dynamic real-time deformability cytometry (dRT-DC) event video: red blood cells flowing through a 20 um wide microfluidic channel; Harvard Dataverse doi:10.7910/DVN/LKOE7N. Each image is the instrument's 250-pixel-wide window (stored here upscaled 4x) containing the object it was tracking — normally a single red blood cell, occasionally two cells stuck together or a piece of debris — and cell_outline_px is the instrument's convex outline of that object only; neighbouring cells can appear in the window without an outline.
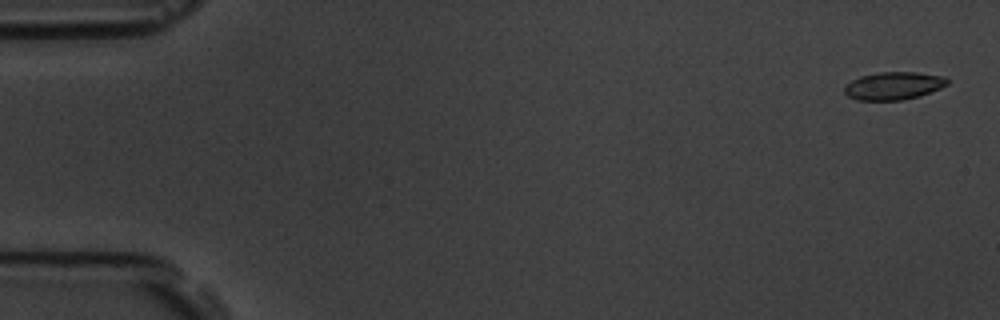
{"species": "common noctule bat (a hibernating species)", "species_latin": "Nyctalus noctula", "temperature_condition": "room temperature", "stored_images_in_passage": 12, "camera_frame_rate_fps": 3000, "um_per_image_px": 0.085, "animal": {"sex": "male", "body_mass_g": 19.5, "forearm_length_mm": 54.6}, "frame": {"image": 1, "passage_image": 1, "time_ms": 0.0, "image_size_px": [1000, 320], "cell_outline_px": [[948, 84], [940, 88], [920, 96], [900, 100], [856, 100], [848, 96], [844, 92], [844, 88], [852, 80], [860, 76], [880, 72], [916, 72], [944, 76], [948, 80]], "centroid_in_image_um": [75.96, 7.29], "position_along_channel_um": 9.0, "area_um2": 16.59}}
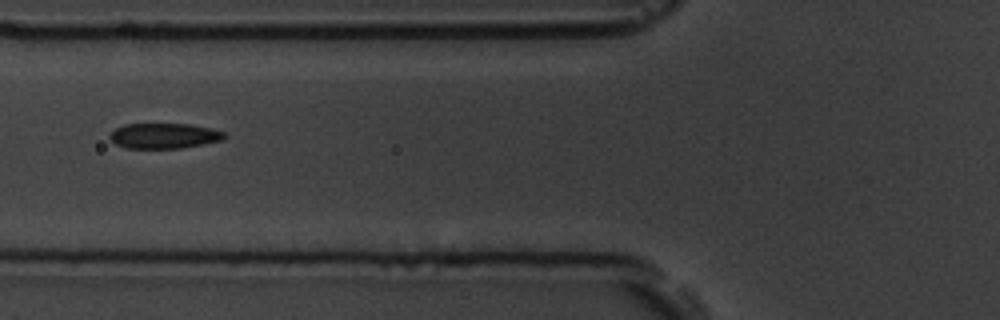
{"frame": {"image": 2, "passage_image": 7, "time_ms": 6.667, "image_size_px": [1000, 320], "cell_outline_px": [[228, 136], [224, 140], [204, 144], [180, 148], [128, 148], [116, 144], [108, 136], [116, 128], [124, 124], [188, 124], [212, 128], [224, 132]], "centroid_in_image_um": [14.0, 11.54], "position_along_channel_um": 111.8, "area_um2": 16.94}}
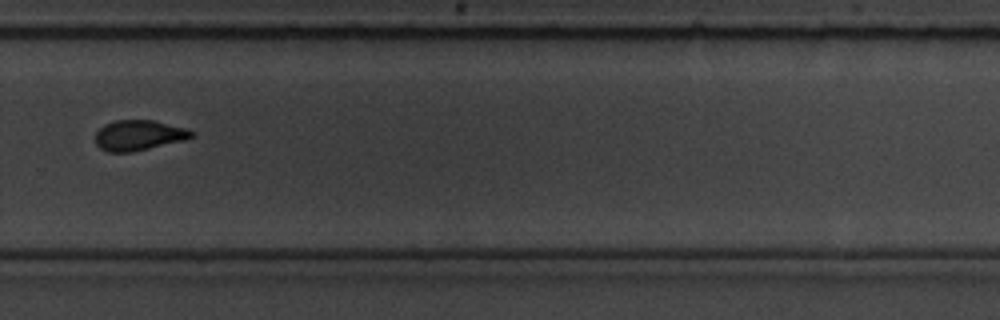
{"frame": {"image": 3, "passage_image": 12, "time_ms": 12.333, "image_size_px": [1000, 320], "cell_outline_px": [[196, 136], [184, 140], [132, 152], [108, 152], [100, 148], [96, 144], [96, 132], [104, 124], [116, 120], [152, 120], [188, 128], [196, 132]], "centroid_in_image_um": [11.83, 11.49], "position_along_channel_um": 318.0, "area_um2": 17.11}}